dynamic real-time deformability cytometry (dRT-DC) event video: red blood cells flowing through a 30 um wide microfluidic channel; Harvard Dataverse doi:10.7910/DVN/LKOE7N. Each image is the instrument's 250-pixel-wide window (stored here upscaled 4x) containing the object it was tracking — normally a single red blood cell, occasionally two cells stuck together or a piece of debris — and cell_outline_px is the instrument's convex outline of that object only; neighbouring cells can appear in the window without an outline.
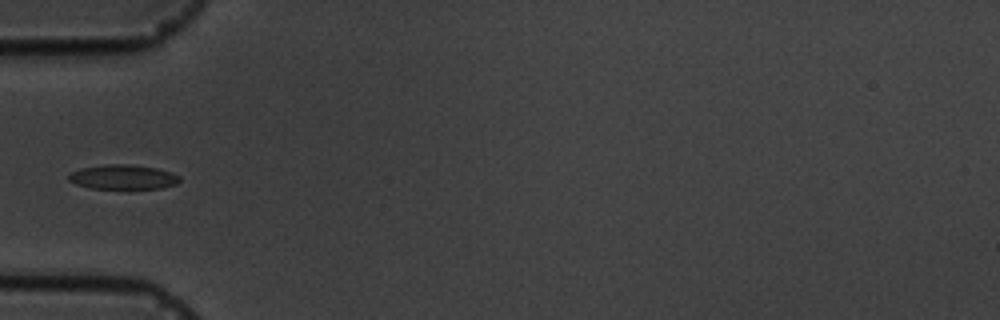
{"species": "common noctule bat (a hibernating species)", "species_latin": "Nyctalus noctula", "temperature_condition": "cold", "stored_images_in_passage": 7, "camera_frame_rate_fps": 3000, "um_per_image_px": 0.085, "animal": {"sex": "male", "body_mass_g": 19.5, "forearm_length_mm": 54.6}, "frame": {"image": 1, "passage_image": 4, "time_ms": 3.333, "image_size_px": [1000, 320], "cell_outline_px": [[180, 180], [176, 184], [160, 188], [92, 188], [76, 184], [68, 180], [68, 172], [80, 168], [108, 164], [128, 164], [156, 168], [172, 172], [180, 176]], "centroid_in_image_um": [10.44, 15.03], "position_along_channel_um": 74.6, "area_um2": 15.84}}
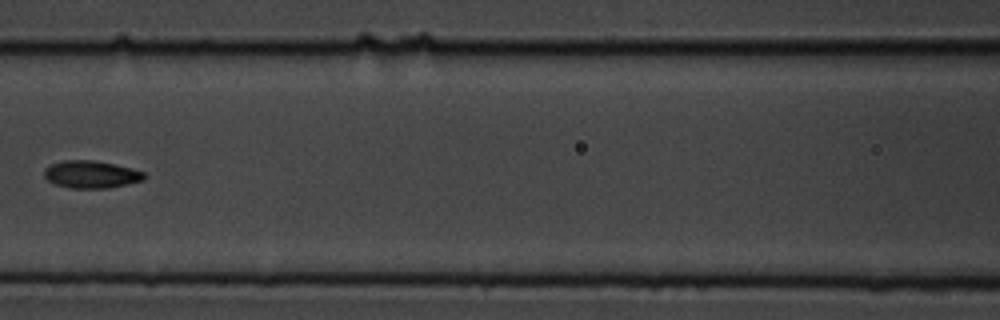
{"frame": {"image": 2, "passage_image": 6, "time_ms": 5.667, "image_size_px": [1000, 320], "cell_outline_px": [[148, 176], [144, 180], [128, 184], [108, 188], [72, 188], [56, 184], [48, 180], [44, 176], [44, 168], [52, 164], [64, 160], [96, 160], [116, 164], [132, 168], [144, 172]], "centroid_in_image_um": [7.79, 14.81], "position_along_channel_um": 158.8, "area_um2": 16.13}}
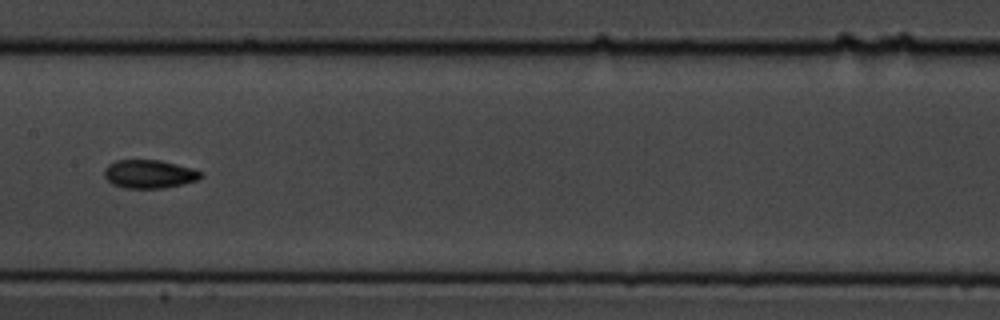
{"frame": {"image": 3, "passage_image": 7, "time_ms": 6.667, "image_size_px": [1000, 320], "cell_outline_px": [[204, 176], [196, 180], [184, 184], [164, 188], [128, 188], [112, 184], [104, 176], [104, 168], [108, 164], [116, 160], [160, 160], [192, 168], [204, 172]], "centroid_in_image_um": [12.7, 14.79], "position_along_channel_um": 194.7, "area_um2": 16.07}}